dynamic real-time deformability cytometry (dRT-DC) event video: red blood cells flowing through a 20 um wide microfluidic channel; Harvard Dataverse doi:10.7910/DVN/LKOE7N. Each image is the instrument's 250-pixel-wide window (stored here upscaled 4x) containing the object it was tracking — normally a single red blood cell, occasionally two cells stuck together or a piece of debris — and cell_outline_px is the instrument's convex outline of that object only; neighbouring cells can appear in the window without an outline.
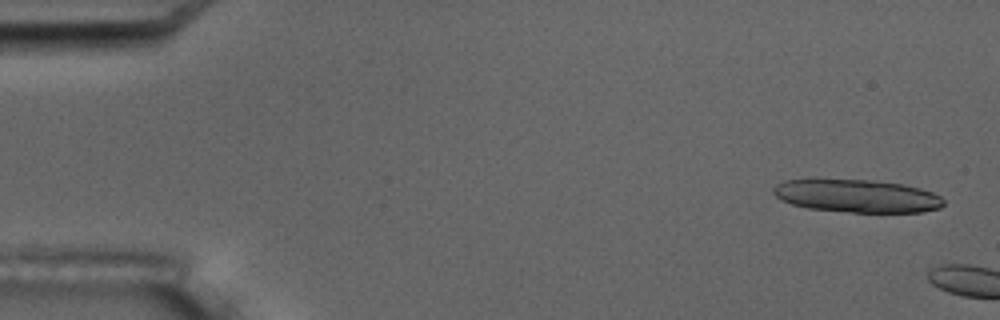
{"species": "common noctule bat (a hibernating species)", "species_latin": "Nyctalus noctula", "temperature_condition": "room temperature", "stored_images_in_passage": 4, "camera_frame_rate_fps": 3000, "um_per_image_px": 0.085, "animal": {"sex": "male", "body_mass_g": 17.5, "forearm_length_mm": 52.3}, "frame": {"image": 1, "passage_image": 1, "time_ms": 0.0, "image_size_px": [1000, 320], "cell_outline_px": [[944, 204], [940, 208], [924, 212], [852, 212], [808, 208], [792, 204], [780, 200], [772, 192], [772, 188], [776, 184], [784, 180], [872, 180], [904, 184], [920, 188], [932, 192], [940, 196], [944, 200]], "centroid_in_image_um": [72.86, 16.66], "position_along_channel_um": 12.1, "area_um2": 32.6}}